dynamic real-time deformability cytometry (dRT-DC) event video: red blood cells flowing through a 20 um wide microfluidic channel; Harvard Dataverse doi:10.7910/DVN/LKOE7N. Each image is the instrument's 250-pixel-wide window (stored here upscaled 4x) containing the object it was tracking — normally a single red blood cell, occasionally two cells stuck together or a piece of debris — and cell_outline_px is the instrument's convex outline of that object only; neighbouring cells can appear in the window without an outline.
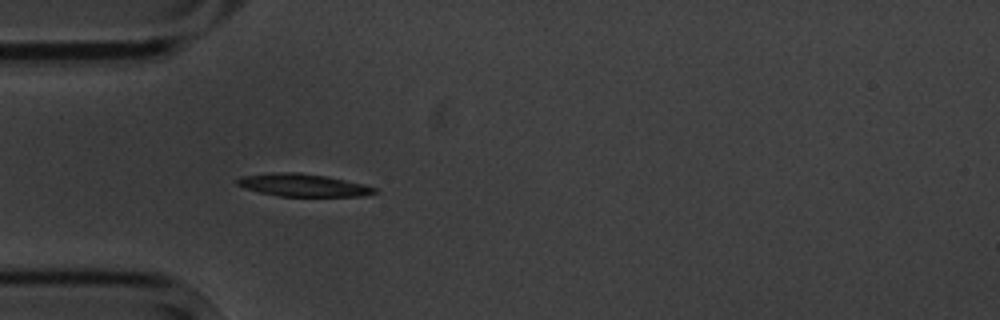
{"species": "common noctule bat (a hibernating species)", "species_latin": "Nyctalus noctula", "temperature_condition": "cold", "stored_images_in_passage": 3, "camera_frame_rate_fps": 3000, "um_per_image_px": 0.085, "animal": {"sex": "male", "body_mass_g": 20.1, "forearm_length_mm": 53.5}, "frame": {"image": 1, "passage_image": 3, "time_ms": 2.333, "image_size_px": [1000, 320], "cell_outline_px": [[376, 192], [360, 196], [280, 196], [260, 192], [244, 188], [236, 184], [236, 180], [240, 176], [280, 172], [300, 172], [324, 176], [364, 184], [376, 188]], "centroid_in_image_um": [25.71, 15.73], "position_along_channel_um": 59.3, "area_um2": 17.86}}